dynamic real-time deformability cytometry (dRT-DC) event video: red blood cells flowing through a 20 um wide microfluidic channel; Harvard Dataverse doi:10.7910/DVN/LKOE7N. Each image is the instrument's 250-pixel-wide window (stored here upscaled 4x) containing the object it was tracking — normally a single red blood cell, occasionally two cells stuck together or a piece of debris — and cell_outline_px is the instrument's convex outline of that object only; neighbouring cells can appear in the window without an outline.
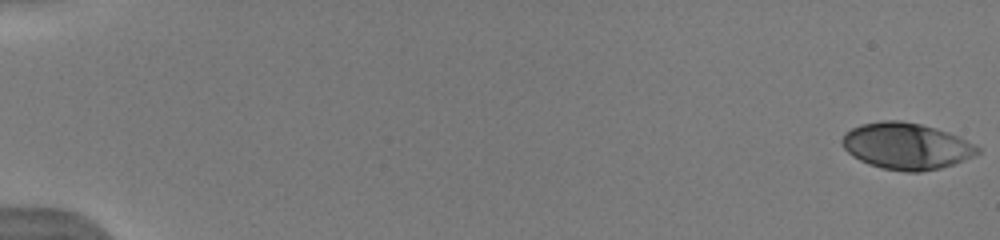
{"species": "human", "species_latin": "Homo sapiens", "temperature_condition": "warm", "stored_images_in_passage": 11, "camera_frame_rate_fps": 3000, "um_per_image_px": 0.085, "donor": {"sex": "male"}, "frame": {"image": 1, "passage_image": 1, "time_ms": 0.0, "image_size_px": [1000, 240], "cell_outline_px": [[980, 152], [964, 160], [940, 168], [920, 172], [904, 172], [880, 168], [868, 164], [852, 156], [840, 144], [840, 140], [844, 132], [860, 124], [880, 120], [900, 120], [920, 124], [936, 128], [948, 132], [980, 148]], "centroid_in_image_um": [76.97, 12.41], "position_along_channel_um": 8.0, "area_um2": 36.76}}
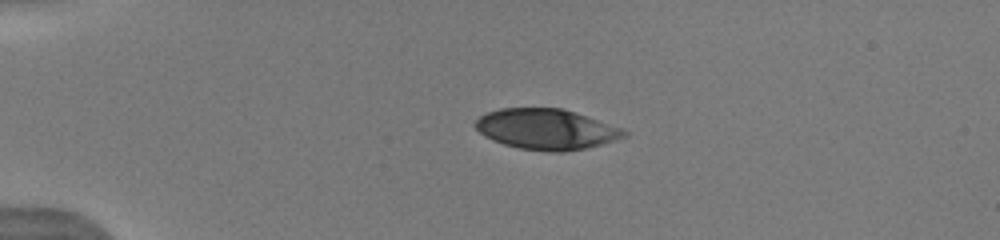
{"frame": {"image": 2, "passage_image": 7, "time_ms": 4.0, "image_size_px": [1000, 240], "cell_outline_px": [[628, 136], [616, 140], [584, 148], [564, 152], [552, 152], [520, 148], [504, 144], [492, 140], [484, 136], [472, 124], [480, 116], [488, 112], [500, 108], [564, 108], [576, 112], [620, 128], [628, 132]], "centroid_in_image_um": [46.41, 10.98], "position_along_channel_um": 38.6, "area_um2": 35.03}}